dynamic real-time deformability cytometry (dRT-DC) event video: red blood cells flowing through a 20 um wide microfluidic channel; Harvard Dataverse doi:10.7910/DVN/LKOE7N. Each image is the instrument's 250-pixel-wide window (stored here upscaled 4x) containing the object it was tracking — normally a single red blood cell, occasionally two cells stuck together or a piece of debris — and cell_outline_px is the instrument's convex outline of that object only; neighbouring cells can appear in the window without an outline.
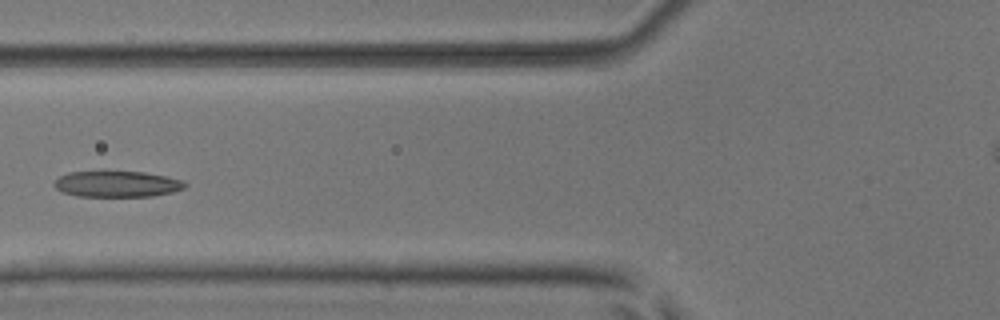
{"species": "common noctule bat (a hibernating species)", "species_latin": "Nyctalus noctula", "temperature_condition": "room temperature", "stored_images_in_passage": 7, "camera_frame_rate_fps": 3000, "um_per_image_px": 0.085, "animal": {"sex": "male", "body_mass_g": 17.9, "forearm_length_mm": 54.2}, "frame": {"image": 1, "passage_image": 6, "time_ms": 1.667, "image_size_px": [1000, 320], "cell_outline_px": [[188, 184], [184, 188], [172, 192], [152, 196], [76, 196], [60, 192], [52, 184], [60, 176], [68, 172], [104, 168], [144, 172], [164, 176], [180, 180]], "centroid_in_image_um": [9.85, 15.59], "position_along_channel_um": 115.9, "area_um2": 20.75}}
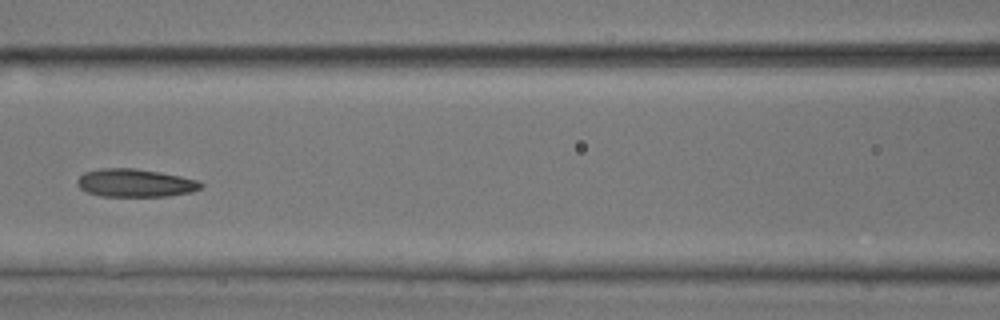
{"frame": {"image": 2, "passage_image": 7, "time_ms": 2.0, "image_size_px": [1000, 320], "cell_outline_px": [[204, 188], [192, 192], [168, 196], [100, 196], [88, 192], [80, 188], [76, 184], [76, 180], [84, 172], [100, 168], [132, 168], [160, 172], [180, 176], [196, 180], [204, 184]], "centroid_in_image_um": [11.5, 15.55], "position_along_channel_um": 155.1, "area_um2": 20.29}}